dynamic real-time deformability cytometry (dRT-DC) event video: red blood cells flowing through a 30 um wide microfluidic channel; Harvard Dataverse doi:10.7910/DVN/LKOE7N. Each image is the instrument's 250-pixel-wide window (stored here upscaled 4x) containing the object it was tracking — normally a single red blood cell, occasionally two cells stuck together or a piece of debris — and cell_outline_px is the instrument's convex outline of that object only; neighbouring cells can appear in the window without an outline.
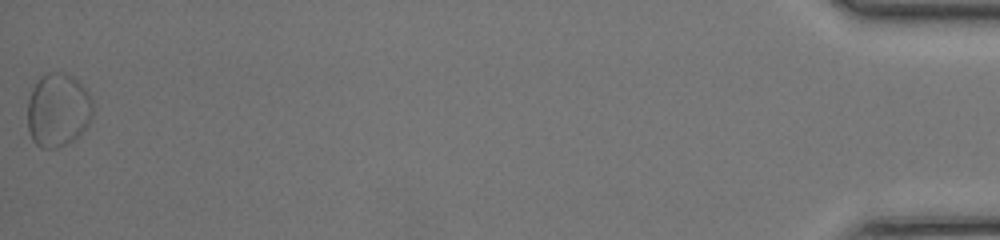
{"species": "common noctule bat (a hibernating species)", "species_latin": "Nyctalus noctula", "temperature_condition": "room temperature", "stored_images_in_passage": 48, "segment_of_instrument_passage": [2, 2], "camera_frame_rate_fps": 3000, "um_per_image_px": 0.085, "animal": {"sex": "female", "body_mass_g": 17.0, "forearm_length_mm": 48.0}, "frame": {"image": 1, "passage_image": 48, "time_ms": 15.667, "image_size_px": [1000, 240], "cell_outline_px": [[92, 112], [88, 124], [72, 140], [56, 148], [40, 148], [32, 140], [28, 128], [28, 100], [32, 88], [40, 76], [48, 72], [56, 72], [72, 76], [88, 92], [92, 100]], "centroid_in_image_um": [4.89, 9.35], "position_along_channel_um": 430.3, "area_um2": 27.69}}